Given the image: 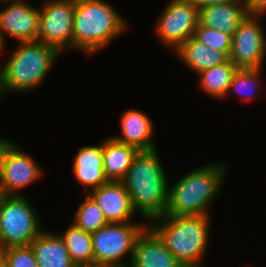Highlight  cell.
Masks as SVG:
<instances>
[{
    "instance_id": "2",
    "label": "cell",
    "mask_w": 266,
    "mask_h": 267,
    "mask_svg": "<svg viewBox=\"0 0 266 267\" xmlns=\"http://www.w3.org/2000/svg\"><path fill=\"white\" fill-rule=\"evenodd\" d=\"M210 222V215H163L148 225L183 267H203L202 259L210 242Z\"/></svg>"
},
{
    "instance_id": "33",
    "label": "cell",
    "mask_w": 266,
    "mask_h": 267,
    "mask_svg": "<svg viewBox=\"0 0 266 267\" xmlns=\"http://www.w3.org/2000/svg\"><path fill=\"white\" fill-rule=\"evenodd\" d=\"M3 256V248H2V246L0 245V257H2Z\"/></svg>"
},
{
    "instance_id": "15",
    "label": "cell",
    "mask_w": 266,
    "mask_h": 267,
    "mask_svg": "<svg viewBox=\"0 0 266 267\" xmlns=\"http://www.w3.org/2000/svg\"><path fill=\"white\" fill-rule=\"evenodd\" d=\"M151 117L137 108H130L121 114L120 134L112 136L117 141L140 150L157 148L153 140L154 123Z\"/></svg>"
},
{
    "instance_id": "13",
    "label": "cell",
    "mask_w": 266,
    "mask_h": 267,
    "mask_svg": "<svg viewBox=\"0 0 266 267\" xmlns=\"http://www.w3.org/2000/svg\"><path fill=\"white\" fill-rule=\"evenodd\" d=\"M127 267H183L166 248L158 234L147 225L133 245Z\"/></svg>"
},
{
    "instance_id": "16",
    "label": "cell",
    "mask_w": 266,
    "mask_h": 267,
    "mask_svg": "<svg viewBox=\"0 0 266 267\" xmlns=\"http://www.w3.org/2000/svg\"><path fill=\"white\" fill-rule=\"evenodd\" d=\"M72 164L74 179L84 187L85 193L109 181L103 167V141L99 145L79 148Z\"/></svg>"
},
{
    "instance_id": "26",
    "label": "cell",
    "mask_w": 266,
    "mask_h": 267,
    "mask_svg": "<svg viewBox=\"0 0 266 267\" xmlns=\"http://www.w3.org/2000/svg\"><path fill=\"white\" fill-rule=\"evenodd\" d=\"M3 256L9 267H39L30 245L3 249Z\"/></svg>"
},
{
    "instance_id": "4",
    "label": "cell",
    "mask_w": 266,
    "mask_h": 267,
    "mask_svg": "<svg viewBox=\"0 0 266 267\" xmlns=\"http://www.w3.org/2000/svg\"><path fill=\"white\" fill-rule=\"evenodd\" d=\"M126 19L105 0H75L73 49L93 55L128 28Z\"/></svg>"
},
{
    "instance_id": "32",
    "label": "cell",
    "mask_w": 266,
    "mask_h": 267,
    "mask_svg": "<svg viewBox=\"0 0 266 267\" xmlns=\"http://www.w3.org/2000/svg\"><path fill=\"white\" fill-rule=\"evenodd\" d=\"M0 267H9L7 260L4 258V256L0 257Z\"/></svg>"
},
{
    "instance_id": "6",
    "label": "cell",
    "mask_w": 266,
    "mask_h": 267,
    "mask_svg": "<svg viewBox=\"0 0 266 267\" xmlns=\"http://www.w3.org/2000/svg\"><path fill=\"white\" fill-rule=\"evenodd\" d=\"M30 201L25 195L0 197V245L3 249L29 246L44 230Z\"/></svg>"
},
{
    "instance_id": "21",
    "label": "cell",
    "mask_w": 266,
    "mask_h": 267,
    "mask_svg": "<svg viewBox=\"0 0 266 267\" xmlns=\"http://www.w3.org/2000/svg\"><path fill=\"white\" fill-rule=\"evenodd\" d=\"M238 68L228 59L226 62L206 69L199 75L201 89L214 98L223 99Z\"/></svg>"
},
{
    "instance_id": "22",
    "label": "cell",
    "mask_w": 266,
    "mask_h": 267,
    "mask_svg": "<svg viewBox=\"0 0 266 267\" xmlns=\"http://www.w3.org/2000/svg\"><path fill=\"white\" fill-rule=\"evenodd\" d=\"M73 263L77 265L93 264V247L91 233L83 231L73 223L63 233H58Z\"/></svg>"
},
{
    "instance_id": "9",
    "label": "cell",
    "mask_w": 266,
    "mask_h": 267,
    "mask_svg": "<svg viewBox=\"0 0 266 267\" xmlns=\"http://www.w3.org/2000/svg\"><path fill=\"white\" fill-rule=\"evenodd\" d=\"M41 4L37 41L60 54L72 49L75 0H45Z\"/></svg>"
},
{
    "instance_id": "25",
    "label": "cell",
    "mask_w": 266,
    "mask_h": 267,
    "mask_svg": "<svg viewBox=\"0 0 266 267\" xmlns=\"http://www.w3.org/2000/svg\"><path fill=\"white\" fill-rule=\"evenodd\" d=\"M193 37L210 49L222 51L229 57L232 48V36L230 34L217 31L199 23Z\"/></svg>"
},
{
    "instance_id": "18",
    "label": "cell",
    "mask_w": 266,
    "mask_h": 267,
    "mask_svg": "<svg viewBox=\"0 0 266 267\" xmlns=\"http://www.w3.org/2000/svg\"><path fill=\"white\" fill-rule=\"evenodd\" d=\"M39 267H75L58 232L43 230L31 243Z\"/></svg>"
},
{
    "instance_id": "10",
    "label": "cell",
    "mask_w": 266,
    "mask_h": 267,
    "mask_svg": "<svg viewBox=\"0 0 266 267\" xmlns=\"http://www.w3.org/2000/svg\"><path fill=\"white\" fill-rule=\"evenodd\" d=\"M261 17L248 14L232 35L229 60L237 68H262L266 54V35Z\"/></svg>"
},
{
    "instance_id": "11",
    "label": "cell",
    "mask_w": 266,
    "mask_h": 267,
    "mask_svg": "<svg viewBox=\"0 0 266 267\" xmlns=\"http://www.w3.org/2000/svg\"><path fill=\"white\" fill-rule=\"evenodd\" d=\"M7 4L0 9V45L4 47L8 35L17 42L37 41L39 33L40 6L25 0L0 2Z\"/></svg>"
},
{
    "instance_id": "1",
    "label": "cell",
    "mask_w": 266,
    "mask_h": 267,
    "mask_svg": "<svg viewBox=\"0 0 266 267\" xmlns=\"http://www.w3.org/2000/svg\"><path fill=\"white\" fill-rule=\"evenodd\" d=\"M164 169L157 148L140 150L121 180L134 211H139L143 220H148L147 224L163 216L167 208L169 182Z\"/></svg>"
},
{
    "instance_id": "7",
    "label": "cell",
    "mask_w": 266,
    "mask_h": 267,
    "mask_svg": "<svg viewBox=\"0 0 266 267\" xmlns=\"http://www.w3.org/2000/svg\"><path fill=\"white\" fill-rule=\"evenodd\" d=\"M146 226L143 222L108 223L91 233L93 263L126 267L123 259L130 260L133 245Z\"/></svg>"
},
{
    "instance_id": "28",
    "label": "cell",
    "mask_w": 266,
    "mask_h": 267,
    "mask_svg": "<svg viewBox=\"0 0 266 267\" xmlns=\"http://www.w3.org/2000/svg\"><path fill=\"white\" fill-rule=\"evenodd\" d=\"M16 143L11 139L0 138V172L3 166L4 160L8 156L9 152L15 147Z\"/></svg>"
},
{
    "instance_id": "17",
    "label": "cell",
    "mask_w": 266,
    "mask_h": 267,
    "mask_svg": "<svg viewBox=\"0 0 266 267\" xmlns=\"http://www.w3.org/2000/svg\"><path fill=\"white\" fill-rule=\"evenodd\" d=\"M200 24L217 31L234 34L240 22L248 15L246 0L209 5L200 9Z\"/></svg>"
},
{
    "instance_id": "23",
    "label": "cell",
    "mask_w": 266,
    "mask_h": 267,
    "mask_svg": "<svg viewBox=\"0 0 266 267\" xmlns=\"http://www.w3.org/2000/svg\"><path fill=\"white\" fill-rule=\"evenodd\" d=\"M261 71H263L262 68H238L225 97L231 96L235 92L236 95H241L240 99L248 101L257 94H261L259 89L264 87L262 86Z\"/></svg>"
},
{
    "instance_id": "3",
    "label": "cell",
    "mask_w": 266,
    "mask_h": 267,
    "mask_svg": "<svg viewBox=\"0 0 266 267\" xmlns=\"http://www.w3.org/2000/svg\"><path fill=\"white\" fill-rule=\"evenodd\" d=\"M227 166L208 163L190 170L170 187L164 215H211L210 204L224 184Z\"/></svg>"
},
{
    "instance_id": "24",
    "label": "cell",
    "mask_w": 266,
    "mask_h": 267,
    "mask_svg": "<svg viewBox=\"0 0 266 267\" xmlns=\"http://www.w3.org/2000/svg\"><path fill=\"white\" fill-rule=\"evenodd\" d=\"M73 218L71 223L89 233H93L108 224L103 210L89 194L78 206Z\"/></svg>"
},
{
    "instance_id": "5",
    "label": "cell",
    "mask_w": 266,
    "mask_h": 267,
    "mask_svg": "<svg viewBox=\"0 0 266 267\" xmlns=\"http://www.w3.org/2000/svg\"><path fill=\"white\" fill-rule=\"evenodd\" d=\"M10 59L1 64L3 94L30 93L46 80L60 54L40 41L16 42ZM41 84V85H40Z\"/></svg>"
},
{
    "instance_id": "14",
    "label": "cell",
    "mask_w": 266,
    "mask_h": 267,
    "mask_svg": "<svg viewBox=\"0 0 266 267\" xmlns=\"http://www.w3.org/2000/svg\"><path fill=\"white\" fill-rule=\"evenodd\" d=\"M88 194L103 210L108 223L132 222L135 211L130 196L121 181H111L91 190Z\"/></svg>"
},
{
    "instance_id": "12",
    "label": "cell",
    "mask_w": 266,
    "mask_h": 267,
    "mask_svg": "<svg viewBox=\"0 0 266 267\" xmlns=\"http://www.w3.org/2000/svg\"><path fill=\"white\" fill-rule=\"evenodd\" d=\"M41 165L17 144L4 160L0 172L1 195H24L21 191L43 176Z\"/></svg>"
},
{
    "instance_id": "29",
    "label": "cell",
    "mask_w": 266,
    "mask_h": 267,
    "mask_svg": "<svg viewBox=\"0 0 266 267\" xmlns=\"http://www.w3.org/2000/svg\"><path fill=\"white\" fill-rule=\"evenodd\" d=\"M192 1L198 8L199 10L201 8L207 7L209 5H216L220 3H226V2H233L237 0H190Z\"/></svg>"
},
{
    "instance_id": "19",
    "label": "cell",
    "mask_w": 266,
    "mask_h": 267,
    "mask_svg": "<svg viewBox=\"0 0 266 267\" xmlns=\"http://www.w3.org/2000/svg\"><path fill=\"white\" fill-rule=\"evenodd\" d=\"M180 61L195 74L226 62L229 57L222 51L210 49L193 36L174 51Z\"/></svg>"
},
{
    "instance_id": "27",
    "label": "cell",
    "mask_w": 266,
    "mask_h": 267,
    "mask_svg": "<svg viewBox=\"0 0 266 267\" xmlns=\"http://www.w3.org/2000/svg\"><path fill=\"white\" fill-rule=\"evenodd\" d=\"M247 11L250 15H266V0H246Z\"/></svg>"
},
{
    "instance_id": "31",
    "label": "cell",
    "mask_w": 266,
    "mask_h": 267,
    "mask_svg": "<svg viewBox=\"0 0 266 267\" xmlns=\"http://www.w3.org/2000/svg\"><path fill=\"white\" fill-rule=\"evenodd\" d=\"M4 47L0 48V53H2L1 51H3ZM1 64H0V96L2 98V96L4 97V94H3V89H2V70H1Z\"/></svg>"
},
{
    "instance_id": "8",
    "label": "cell",
    "mask_w": 266,
    "mask_h": 267,
    "mask_svg": "<svg viewBox=\"0 0 266 267\" xmlns=\"http://www.w3.org/2000/svg\"><path fill=\"white\" fill-rule=\"evenodd\" d=\"M156 18L154 32L173 52L194 35L200 23V10L190 0H169Z\"/></svg>"
},
{
    "instance_id": "30",
    "label": "cell",
    "mask_w": 266,
    "mask_h": 267,
    "mask_svg": "<svg viewBox=\"0 0 266 267\" xmlns=\"http://www.w3.org/2000/svg\"><path fill=\"white\" fill-rule=\"evenodd\" d=\"M75 267H112V266L93 263V264L77 265Z\"/></svg>"
},
{
    "instance_id": "20",
    "label": "cell",
    "mask_w": 266,
    "mask_h": 267,
    "mask_svg": "<svg viewBox=\"0 0 266 267\" xmlns=\"http://www.w3.org/2000/svg\"><path fill=\"white\" fill-rule=\"evenodd\" d=\"M138 149L112 136L103 141V167L108 180L121 181L130 169Z\"/></svg>"
}]
</instances>
